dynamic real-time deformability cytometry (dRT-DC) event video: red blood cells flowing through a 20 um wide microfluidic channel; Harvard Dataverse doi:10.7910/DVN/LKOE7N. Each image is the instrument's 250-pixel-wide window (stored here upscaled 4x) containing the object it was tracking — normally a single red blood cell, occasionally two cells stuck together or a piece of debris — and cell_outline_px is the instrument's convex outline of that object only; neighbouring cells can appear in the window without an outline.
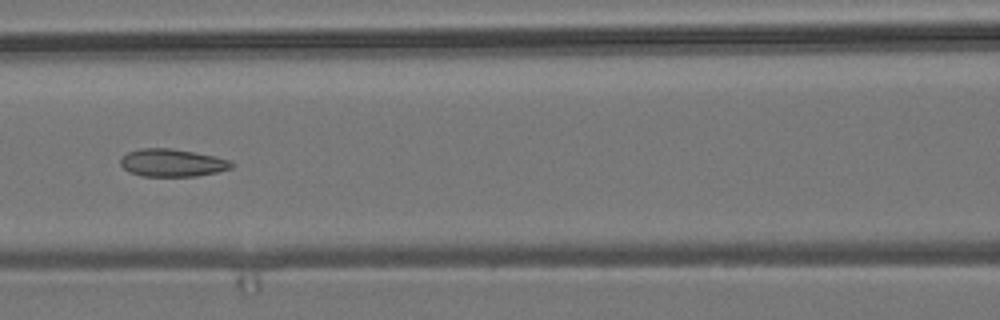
{"species": "common noctule bat (a hibernating species)", "species_latin": "Nyctalus noctula", "temperature_condition": "room temperature", "stored_images_in_passage": 8, "camera_frame_rate_fps": 3000, "um_per_image_px": 0.085, "animal": {"sex": "male", "body_mass_g": 19.2, "forearm_length_mm": 51.8}, "frame": {"image": 1, "passage_image": 6, "time_ms": 1.667, "image_size_px": [1000, 320], "cell_outline_px": [[236, 164], [232, 168], [216, 172], [196, 176], [144, 176], [128, 172], [120, 164], [120, 156], [128, 152], [140, 148], [168, 148], [192, 152], [232, 160]], "centroid_in_image_um": [14.63, 13.84], "position_along_channel_um": 152.0, "area_um2": 17.92}}
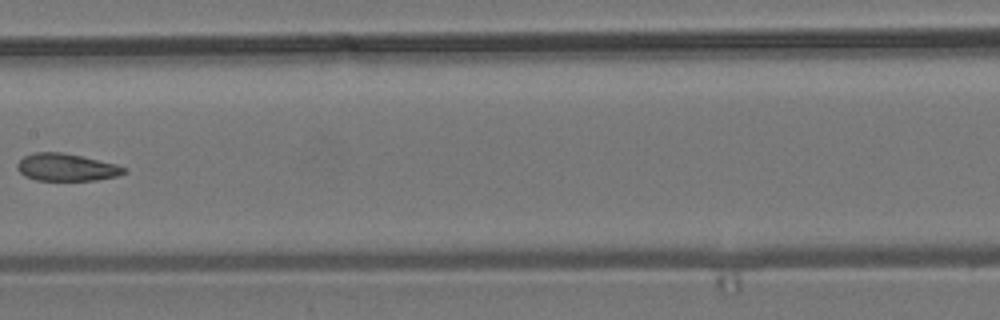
{"frame": {"image": 2, "passage_image": 7, "time_ms": 2.0, "image_size_px": [1000, 320], "cell_outline_px": [[128, 172], [116, 176], [96, 180], [36, 180], [24, 176], [16, 168], [16, 164], [24, 156], [32, 152], [64, 152], [116, 164], [128, 168]], "centroid_in_image_um": [5.64, 14.21], "position_along_channel_um": 201.8, "area_um2": 17.17}}
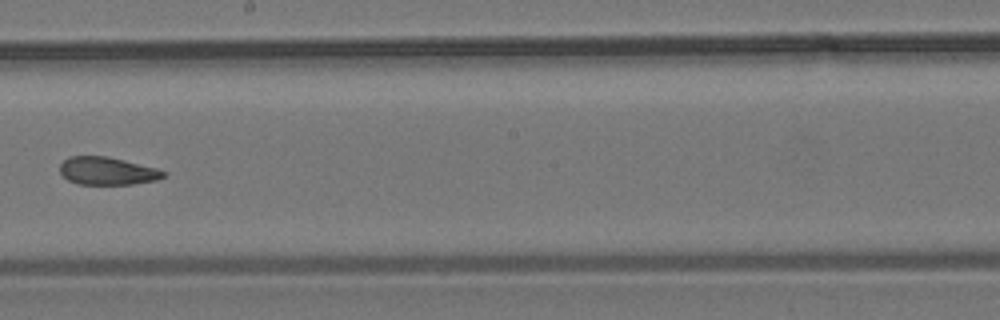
{"frame": {"image": 3, "passage_image": 8, "time_ms": 2.333, "image_size_px": [1000, 320], "cell_outline_px": [[168, 176], [156, 180], [132, 184], [80, 184], [68, 180], [60, 172], [60, 164], [68, 156], [108, 156], [156, 168], [168, 172]], "centroid_in_image_um": [9.15, 14.53], "position_along_channel_um": 239.1, "area_um2": 16.82}}